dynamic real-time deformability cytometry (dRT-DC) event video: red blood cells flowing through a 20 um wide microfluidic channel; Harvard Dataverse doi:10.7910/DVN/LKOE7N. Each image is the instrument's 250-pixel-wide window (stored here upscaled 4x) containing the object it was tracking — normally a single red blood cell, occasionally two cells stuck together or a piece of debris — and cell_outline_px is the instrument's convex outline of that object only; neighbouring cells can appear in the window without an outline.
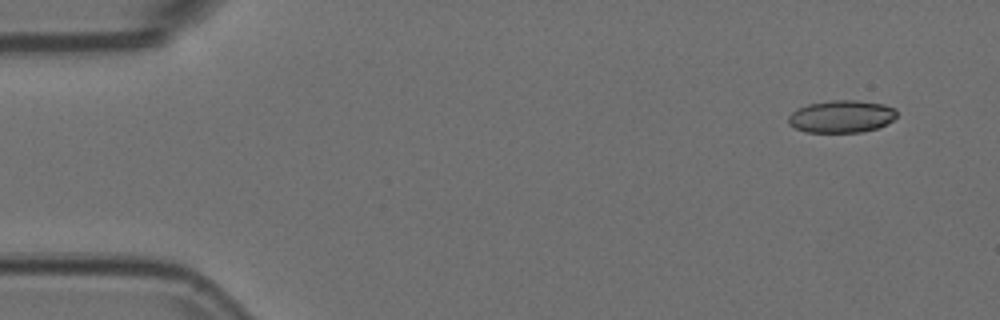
{"species": "Egyptian fruit bat (a non-hibernating species)", "species_latin": "Rousettus aegyptiacus", "temperature_condition": "room temperature", "stored_images_in_passage": 5, "camera_frame_rate_fps": 3000, "um_per_image_px": 0.085, "animal": {"sex": "female"}, "frame": {"image": 1, "passage_image": 5, "time_ms": 1.333, "image_size_px": [1000, 320], "cell_outline_px": [[896, 116], [892, 120], [876, 128], [860, 132], [804, 132], [788, 124], [788, 116], [796, 108], [808, 104], [832, 100], [856, 100], [884, 104], [896, 108]], "centroid_in_image_um": [71.49, 9.89], "position_along_channel_um": 13.5, "area_um2": 20.46}}